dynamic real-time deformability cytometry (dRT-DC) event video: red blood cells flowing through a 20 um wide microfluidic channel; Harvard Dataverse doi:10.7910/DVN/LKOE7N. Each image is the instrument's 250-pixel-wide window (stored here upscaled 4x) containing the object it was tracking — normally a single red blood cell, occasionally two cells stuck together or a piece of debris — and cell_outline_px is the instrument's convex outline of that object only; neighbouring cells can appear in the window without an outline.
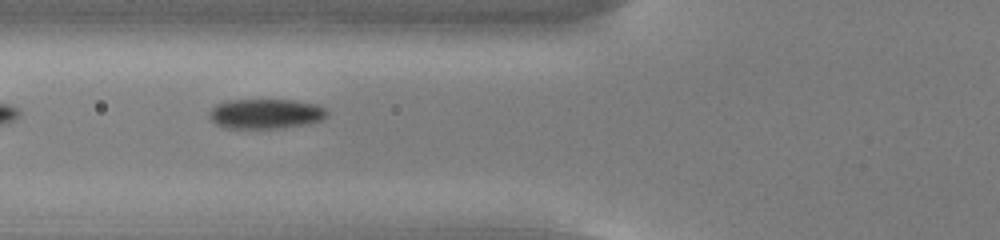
{"species": "common noctule bat (a hibernating species)", "species_latin": "Nyctalus noctula", "temperature_condition": "cold", "stored_images_in_passage": 23, "camera_frame_rate_fps": 3000, "um_per_image_px": 0.085, "animal": {"sex": "male", "body_mass_g": 13.0, "forearm_length_mm": 53.1}, "frame": {"image": 1, "passage_image": 4, "time_ms": 1.0, "image_size_px": [1000, 240], "cell_outline_px": [[328, 112], [320, 120], [304, 124], [276, 128], [228, 128], [216, 124], [208, 116], [208, 112], [216, 104], [228, 100], [292, 100], [316, 104], [324, 108]], "centroid_in_image_um": [22.52, 9.66], "position_along_channel_um": 103.3, "area_um2": 20.23}}
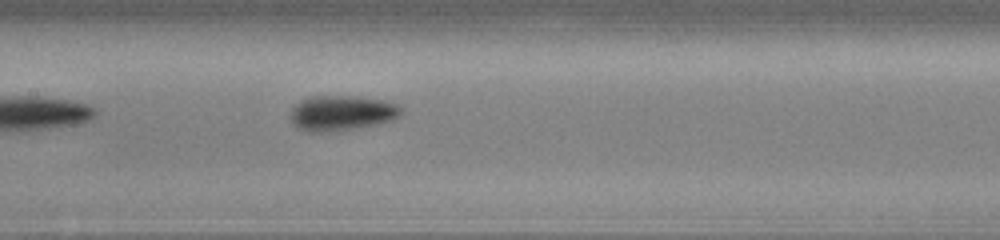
{"frame": {"image": 2, "passage_image": 10, "time_ms": 3.0, "image_size_px": [1000, 240], "cell_outline_px": [[400, 116], [392, 120], [376, 124], [352, 128], [324, 132], [308, 132], [296, 128], [292, 124], [292, 108], [300, 100], [312, 96], [352, 96], [380, 100], [396, 104], [400, 108]], "centroid_in_image_um": [28.99, 9.61], "position_along_channel_um": 178.4, "area_um2": 22.31}}
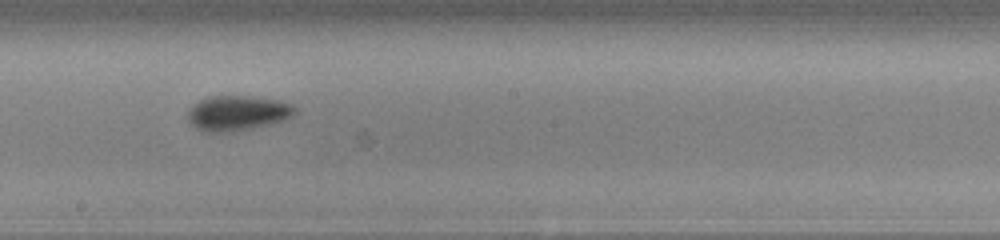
{"frame": {"image": 3, "passage_image": 14, "time_ms": 4.333, "image_size_px": [1000, 240], "cell_outline_px": [[296, 112], [292, 116], [284, 120], [272, 124], [216, 132], [208, 132], [196, 128], [188, 120], [188, 108], [192, 104], [208, 96], [252, 96], [280, 100], [292, 104], [296, 108]], "centroid_in_image_um": [20.19, 9.57], "position_along_channel_um": 228.0, "area_um2": 21.68}}